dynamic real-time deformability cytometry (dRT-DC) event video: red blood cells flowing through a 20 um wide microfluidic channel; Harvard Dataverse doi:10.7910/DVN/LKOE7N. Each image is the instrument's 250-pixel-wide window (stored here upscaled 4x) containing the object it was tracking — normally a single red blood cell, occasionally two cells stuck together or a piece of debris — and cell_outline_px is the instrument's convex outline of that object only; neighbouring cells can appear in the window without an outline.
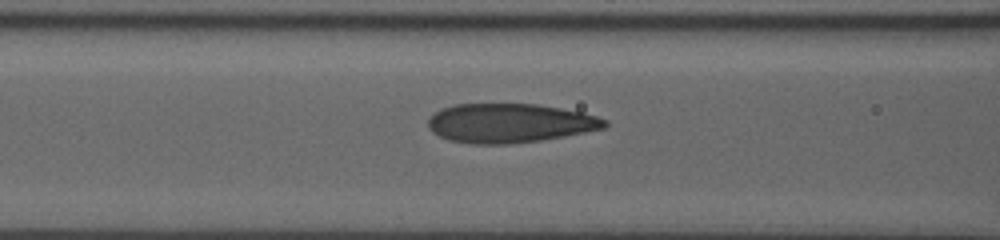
{"species": "human", "species_latin": "Homo sapiens", "temperature_condition": "room temperature", "stored_images_in_passage": 26, "camera_frame_rate_fps": 3000, "um_per_image_px": 0.085, "donor": {"sex": "male"}, "frame": {"image": 1, "passage_image": 16, "time_ms": 5.0, "image_size_px": [1000, 240], "cell_outline_px": [[608, 124], [604, 128], [564, 136], [540, 140], [508, 144], [472, 144], [448, 140], [432, 132], [428, 128], [428, 120], [436, 112], [444, 108], [456, 104], [536, 104], [560, 108], [580, 112], [596, 116], [608, 120]], "centroid_in_image_um": [43.32, 10.47], "position_along_channel_um": 123.3, "area_um2": 40.06}}
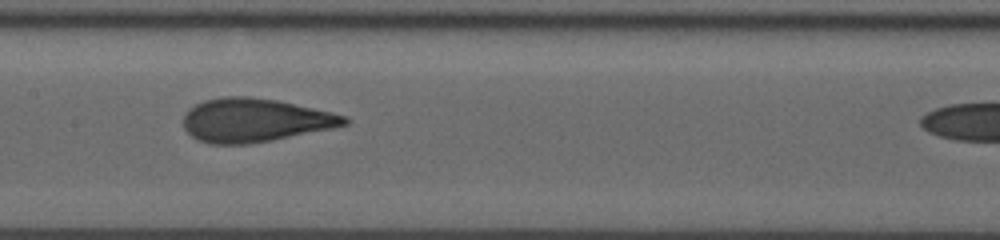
{"frame": {"image": 2, "passage_image": 21, "time_ms": 6.667, "image_size_px": [1000, 240], "cell_outline_px": [[348, 124], [332, 128], [272, 140], [248, 144], [212, 144], [196, 140], [184, 128], [184, 112], [188, 108], [204, 100], [220, 96], [248, 96], [276, 100], [332, 112], [348, 116]], "centroid_in_image_um": [21.63, 10.21], "position_along_channel_um": 185.8, "area_um2": 40.92}}
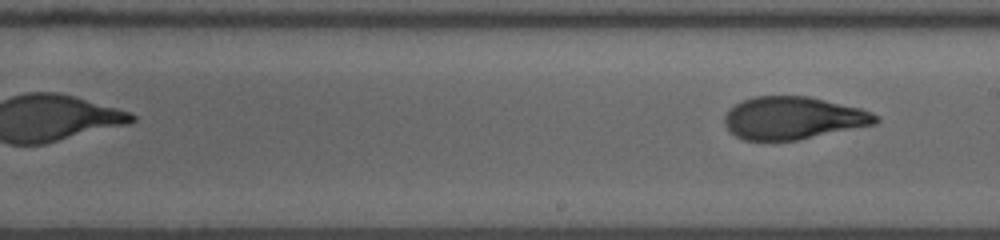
{"frame": {"image": 3, "passage_image": 26, "time_ms": 8.333, "image_size_px": [1000, 240], "cell_outline_px": [[880, 120], [876, 124], [796, 140], [744, 140], [728, 132], [724, 124], [724, 116], [736, 104], [752, 96], [808, 96], [860, 108], [872, 112], [880, 116]], "centroid_in_image_um": [67.42, 10.03], "position_along_channel_um": 221.6, "area_um2": 37.45}}